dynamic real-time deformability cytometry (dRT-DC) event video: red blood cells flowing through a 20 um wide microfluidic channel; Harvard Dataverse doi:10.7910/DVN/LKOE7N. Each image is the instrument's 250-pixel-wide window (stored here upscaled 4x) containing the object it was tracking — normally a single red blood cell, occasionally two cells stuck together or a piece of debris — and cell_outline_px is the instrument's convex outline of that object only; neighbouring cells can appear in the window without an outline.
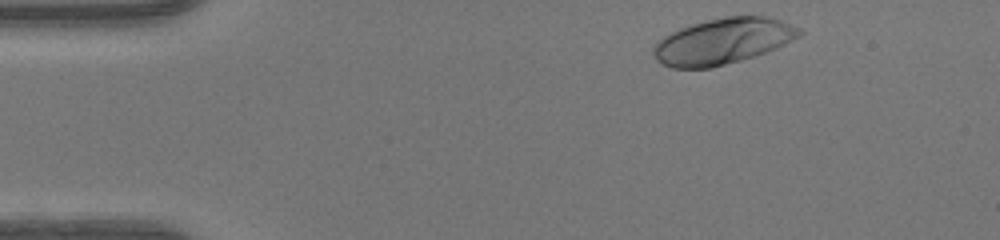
{"species": "human", "species_latin": "Homo sapiens", "temperature_condition": "warm", "stored_images_in_passage": 36, "camera_frame_rate_fps": 3000, "um_per_image_px": 0.085, "donor": {"sex": "female"}, "frame": {"image": 1, "passage_image": 1, "time_ms": 0.0, "image_size_px": [1000, 240], "cell_outline_px": [[804, 32], [800, 36], [776, 48], [756, 56], [712, 68], [672, 68], [660, 64], [656, 60], [652, 52], [652, 48], [656, 40], [680, 28], [692, 24], [724, 16], [764, 16], [780, 20], [800, 28]], "centroid_in_image_um": [61.41, 3.52], "position_along_channel_um": 23.6, "area_um2": 39.19}}
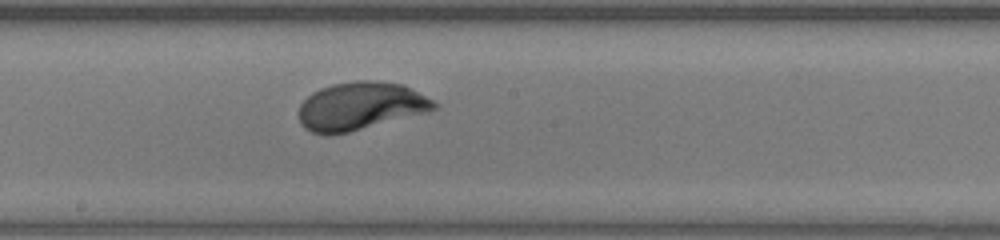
{"frame": {"image": 2, "passage_image": 21, "time_ms": 6.667, "image_size_px": [1000, 240], "cell_outline_px": [[440, 108], [428, 112], [332, 136], [324, 136], [312, 132], [304, 128], [300, 124], [300, 104], [312, 92], [320, 88], [332, 84], [356, 80], [376, 80], [404, 84], [440, 104]], "centroid_in_image_um": [30.65, 9.02], "position_along_channel_um": 217.5, "area_um2": 38.21}}
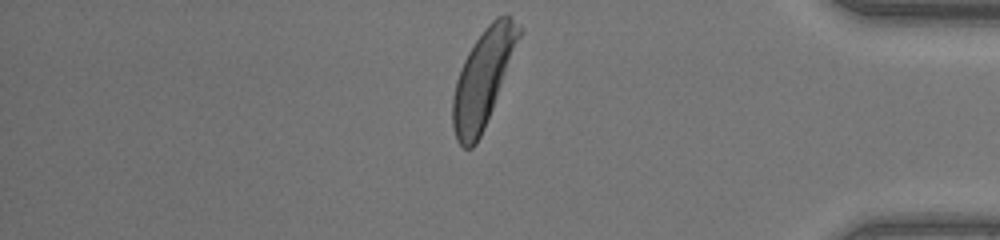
{"frame": {"image": 3, "passage_image": 36, "time_ms": 11.667, "image_size_px": [1000, 240], "cell_outline_px": [[524, 32], [484, 128], [476, 144], [472, 148], [464, 148], [456, 140], [452, 124], [452, 96], [456, 80], [460, 68], [468, 52], [484, 28], [496, 16], [504, 12], [508, 12]], "centroid_in_image_um": [41.08, 6.6], "position_along_channel_um": 394.1, "area_um2": 37.51}, "authors_computed_cell_mechanics": {"area_um2": 37.6856, "velocity_mm_per_s": 4.1291, "shape_relaxation_time_tau1_ms": 2.4509, "shape_relaxation_time_tau2_ms": null, "deformation_change_tau1": 0.1889, "deformation_change_tau2": null}}